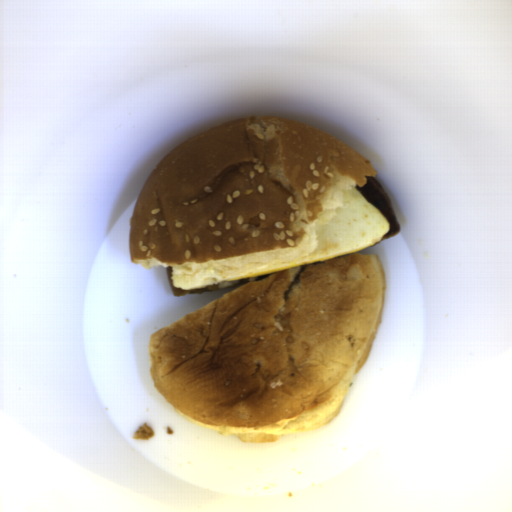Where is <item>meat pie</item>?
<instances>
[{
  "label": "meat pie",
  "mask_w": 512,
  "mask_h": 512,
  "mask_svg": "<svg viewBox=\"0 0 512 512\" xmlns=\"http://www.w3.org/2000/svg\"><path fill=\"white\" fill-rule=\"evenodd\" d=\"M354 189L359 191L364 200L381 212L389 222V229L387 233L372 246L377 245L388 238L397 236L400 232L398 217L394 205L385 187L380 183V181L375 176H366L365 185H355Z\"/></svg>",
  "instance_id": "b5893723"
},
{
  "label": "meat pie",
  "mask_w": 512,
  "mask_h": 512,
  "mask_svg": "<svg viewBox=\"0 0 512 512\" xmlns=\"http://www.w3.org/2000/svg\"><path fill=\"white\" fill-rule=\"evenodd\" d=\"M165 269H166L167 282H168L171 290L173 291V293L178 296L179 295H196V294L207 293V292L217 291V290H221V289L246 285L248 283L257 282V281L266 279V278L272 276L274 272H276V271H274V272H270V273H264V274H261V275H258V276H255V277H252L249 279H234V280H229V281H223L216 285L199 287V288H195V289H191V290H183V289L173 286L172 273H171L172 267L165 266Z\"/></svg>",
  "instance_id": "c0bc52ac"
},
{
  "label": "meat pie",
  "mask_w": 512,
  "mask_h": 512,
  "mask_svg": "<svg viewBox=\"0 0 512 512\" xmlns=\"http://www.w3.org/2000/svg\"><path fill=\"white\" fill-rule=\"evenodd\" d=\"M154 434L153 428H149L147 424H143L141 427L137 429L133 438L137 441H145L150 440Z\"/></svg>",
  "instance_id": "742d133d"
}]
</instances>
